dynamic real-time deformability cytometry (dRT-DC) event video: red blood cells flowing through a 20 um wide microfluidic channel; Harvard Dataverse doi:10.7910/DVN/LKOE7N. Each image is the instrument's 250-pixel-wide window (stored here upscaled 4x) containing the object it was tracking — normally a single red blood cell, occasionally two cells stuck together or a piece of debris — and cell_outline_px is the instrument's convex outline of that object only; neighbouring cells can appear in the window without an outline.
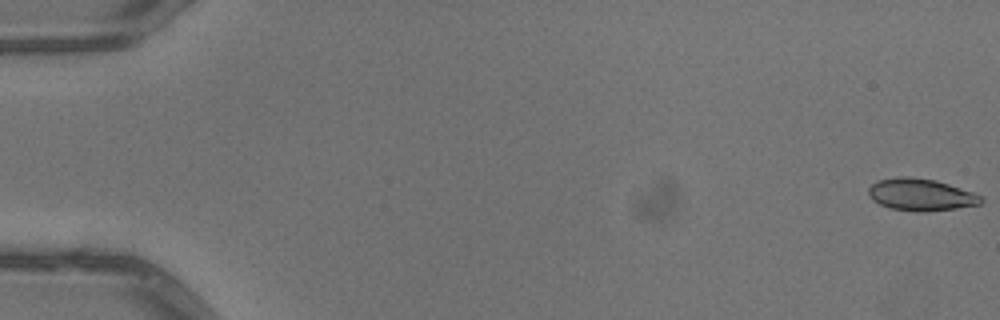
{"species": "common noctule bat (a hibernating species)", "species_latin": "Nyctalus noctula", "temperature_condition": "warm", "stored_images_in_passage": 7, "camera_frame_rate_fps": 3000, "um_per_image_px": 0.085, "animal": {"sex": "male", "body_mass_g": 13.3}, "frame": {"image": 1, "passage_image": 1, "time_ms": 0.0, "image_size_px": [1000, 320], "cell_outline_px": [[984, 200], [980, 204], [956, 208], [928, 212], [924, 212], [892, 208], [880, 204], [872, 200], [868, 192], [868, 188], [876, 180], [896, 176], [908, 176], [936, 180], [972, 192], [980, 196]], "centroid_in_image_um": [78.24, 16.53], "position_along_channel_um": 6.8, "area_um2": 20.98}}
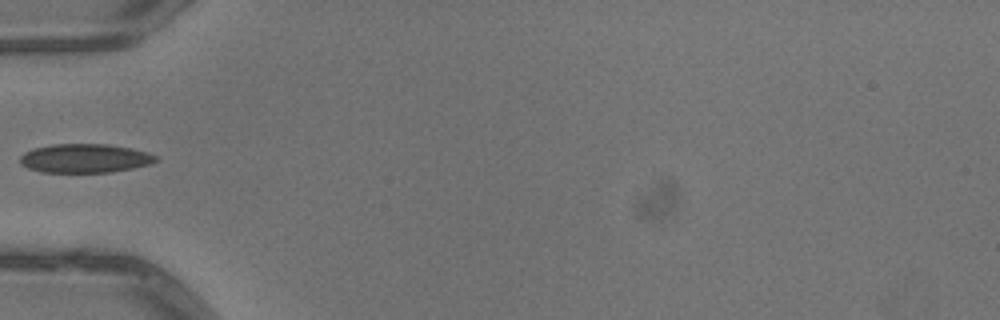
{"frame": {"image": 2, "passage_image": 6, "time_ms": 1.667, "image_size_px": [1000, 320], "cell_outline_px": [[160, 160], [152, 164], [112, 172], [40, 172], [28, 168], [20, 164], [20, 156], [24, 152], [32, 148], [52, 144], [108, 144], [132, 148], [148, 152], [160, 156]], "centroid_in_image_um": [7.25, 13.45], "position_along_channel_um": 77.7, "area_um2": 23.24}}
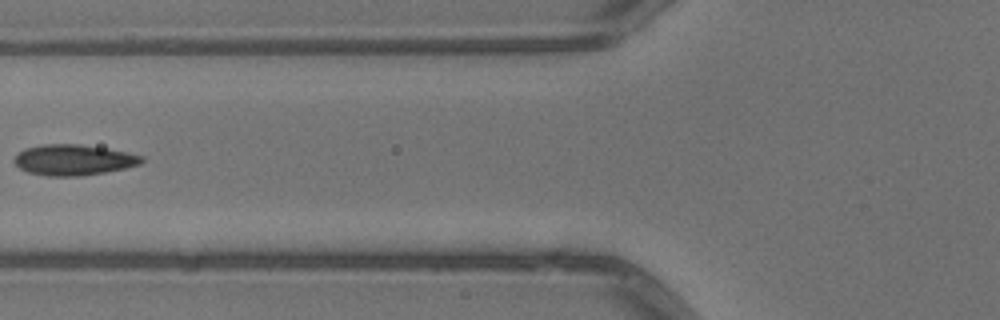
{"frame": {"image": 3, "passage_image": 7, "time_ms": 2.0, "image_size_px": [1000, 320], "cell_outline_px": [[144, 160], [140, 164], [124, 168], [104, 172], [80, 176], [48, 176], [28, 172], [20, 168], [12, 160], [24, 148], [40, 144], [80, 144], [128, 152], [144, 156]], "centroid_in_image_um": [6.24, 13.58], "position_along_channel_um": 119.6, "area_um2": 22.77}}